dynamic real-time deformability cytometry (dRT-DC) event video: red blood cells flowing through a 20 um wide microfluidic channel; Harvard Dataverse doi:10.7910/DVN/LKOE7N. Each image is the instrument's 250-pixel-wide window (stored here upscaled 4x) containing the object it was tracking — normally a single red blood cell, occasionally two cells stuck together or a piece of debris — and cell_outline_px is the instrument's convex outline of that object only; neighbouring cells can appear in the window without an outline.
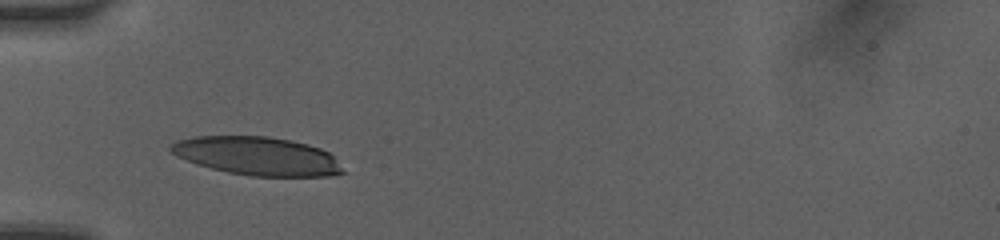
{"species": "human", "species_latin": "Homo sapiens", "temperature_condition": "room temperature", "stored_images_in_passage": 2, "camera_frame_rate_fps": 3000, "um_per_image_px": 0.085, "donor": {"sex": "female"}, "frame": {"image": 1, "passage_image": 1, "time_ms": 0.0, "image_size_px": [1000, 240], "cell_outline_px": [[348, 172], [328, 176], [248, 176], [228, 172], [212, 168], [176, 156], [168, 148], [168, 144], [176, 140], [192, 136], [268, 136], [292, 140], [308, 144], [320, 148], [328, 152]], "centroid_in_image_um": [21.87, 13.25], "position_along_channel_um": 63.1, "area_um2": 38.67}}